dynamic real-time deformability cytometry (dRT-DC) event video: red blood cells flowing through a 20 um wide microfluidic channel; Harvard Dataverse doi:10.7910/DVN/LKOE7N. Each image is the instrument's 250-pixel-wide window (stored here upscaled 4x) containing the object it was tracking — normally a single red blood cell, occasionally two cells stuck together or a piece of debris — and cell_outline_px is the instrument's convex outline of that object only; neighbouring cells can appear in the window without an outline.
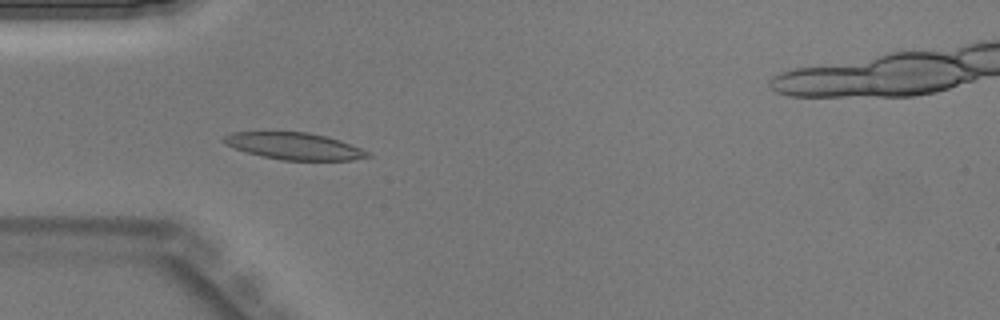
{"species": "Egyptian fruit bat (a non-hibernating species)", "species_latin": "Rousettus aegyptiacus", "temperature_condition": "warm", "stored_images_in_passage": 39, "camera_frame_rate_fps": 3000, "um_per_image_px": 0.085, "animal": {"sex": "male"}, "frame": {"image": 1, "passage_image": 14, "time_ms": 4.333, "image_size_px": [1000, 320], "cell_outline_px": [[372, 156], [352, 160], [280, 160], [248, 152], [224, 144], [220, 140], [224, 136], [232, 132], [308, 132], [328, 136], [340, 140], [360, 148], [368, 152]], "centroid_in_image_um": [25.01, 12.41], "position_along_channel_um": 60.0, "area_um2": 22.43}}
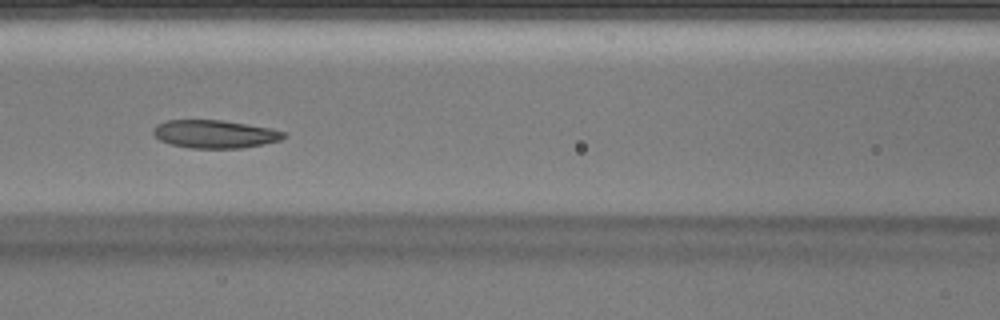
{"frame": {"image": 2, "passage_image": 20, "time_ms": 6.333, "image_size_px": [1000, 320], "cell_outline_px": [[288, 136], [280, 140], [264, 144], [240, 148], [192, 148], [172, 144], [160, 140], [152, 132], [152, 128], [156, 124], [168, 120], [220, 120], [248, 124], [272, 128], [284, 132]], "centroid_in_image_um": [18.27, 11.39], "position_along_channel_um": 148.3, "area_um2": 21.33}}
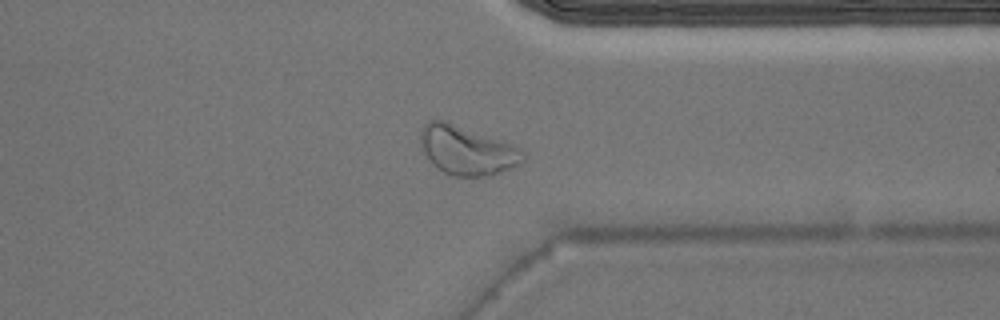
{"frame": {"image": 3, "passage_image": 35, "time_ms": 11.333, "image_size_px": [1000, 320], "cell_outline_px": [[524, 160], [520, 164], [512, 168], [484, 176], [452, 176], [436, 168], [432, 164], [424, 152], [420, 140], [420, 132], [424, 124], [428, 120], [444, 120], [512, 144], [520, 148], [524, 156]], "centroid_in_image_um": [39.66, 12.78], "position_along_channel_um": 371.7, "area_um2": 29.02}}